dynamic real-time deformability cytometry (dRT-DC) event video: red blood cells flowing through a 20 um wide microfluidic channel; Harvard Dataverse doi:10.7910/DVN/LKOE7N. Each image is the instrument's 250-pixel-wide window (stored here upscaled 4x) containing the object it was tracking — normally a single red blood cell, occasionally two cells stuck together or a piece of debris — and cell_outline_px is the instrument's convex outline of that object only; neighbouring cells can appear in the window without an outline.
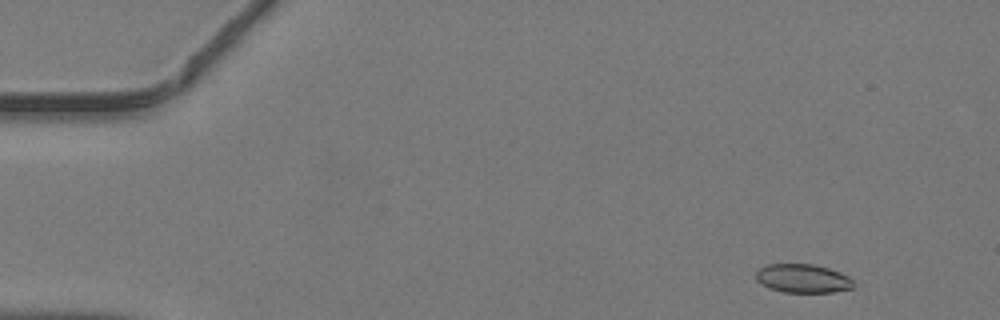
{"species": "common noctule bat (a hibernating species)", "species_latin": "Nyctalus noctula", "temperature_condition": "warm", "stored_images_in_passage": 44, "camera_frame_rate_fps": 3000, "um_per_image_px": 0.085, "animal": {"sex": "male", "body_mass_g": 19.2, "forearm_length_mm": 51.8}, "frame": {"image": 1, "passage_image": 2, "time_ms": 0.333, "image_size_px": [1000, 320], "cell_outline_px": [[856, 284], [852, 288], [832, 292], [784, 292], [772, 288], [756, 280], [756, 272], [764, 264], [812, 264], [828, 268], [840, 272], [848, 276]], "centroid_in_image_um": [68.26, 23.66], "position_along_channel_um": 16.7, "area_um2": 16.18}}
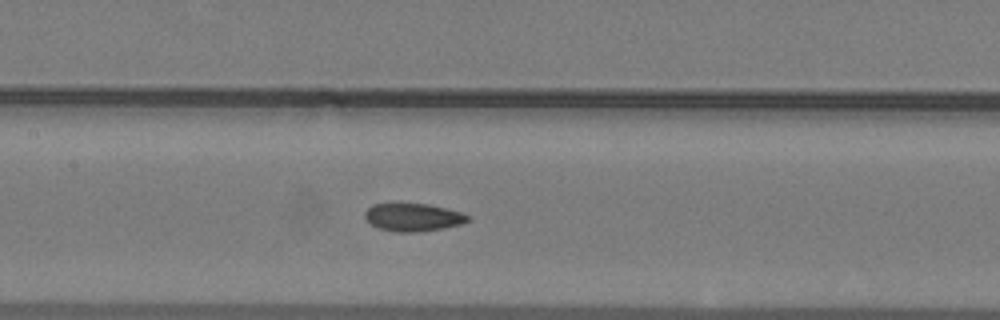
{"frame": {"image": 2, "passage_image": 20, "time_ms": 6.333, "image_size_px": [1000, 320], "cell_outline_px": [[472, 216], [468, 220], [460, 224], [444, 228], [416, 232], [392, 232], [368, 224], [364, 216], [364, 212], [372, 204], [428, 204], [460, 212]], "centroid_in_image_um": [35.07, 18.48], "position_along_channel_um": 172.3, "area_um2": 16.7}}
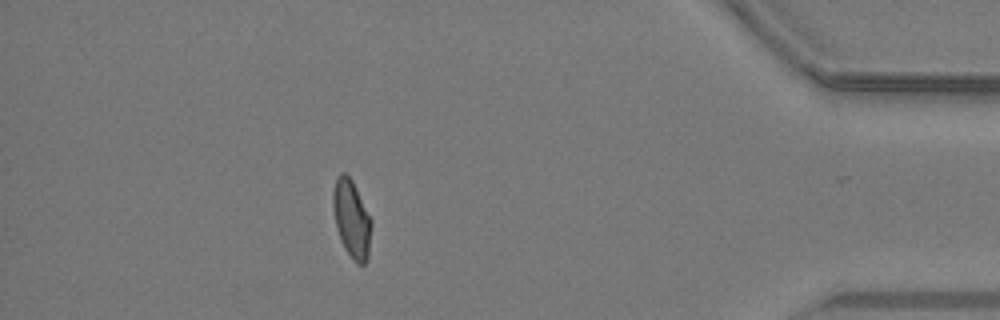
{"frame": {"image": 3, "passage_image": 39, "time_ms": 12.667, "image_size_px": [1000, 320], "cell_outline_px": [[372, 224], [368, 260], [364, 264], [356, 264], [352, 260], [344, 248], [340, 240], [336, 228], [332, 208], [332, 196], [336, 180], [340, 172], [344, 172], [352, 180], [372, 220]], "centroid_in_image_um": [29.89, 18.65], "position_along_channel_um": 405.3, "area_um2": 17.63}}